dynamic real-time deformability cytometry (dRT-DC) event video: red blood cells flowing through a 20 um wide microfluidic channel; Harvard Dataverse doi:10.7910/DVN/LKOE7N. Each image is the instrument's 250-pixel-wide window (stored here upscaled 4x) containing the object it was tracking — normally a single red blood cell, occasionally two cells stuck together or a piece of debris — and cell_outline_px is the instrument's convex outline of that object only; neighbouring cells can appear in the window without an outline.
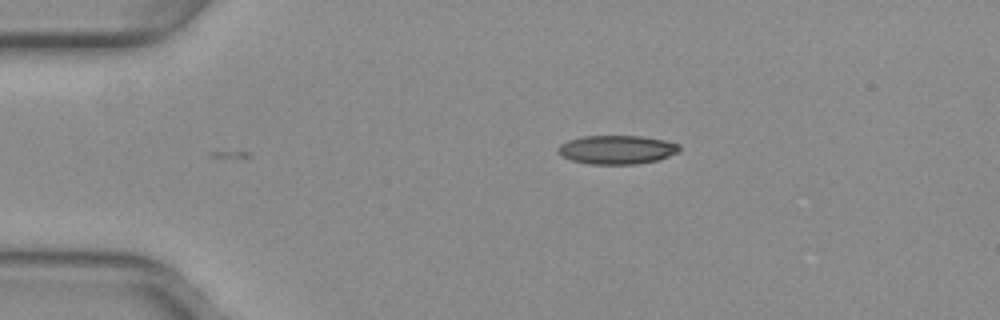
{"species": "common noctule bat (a hibernating species)", "species_latin": "Nyctalus noctula", "temperature_condition": "warm", "stored_images_in_passage": 2, "camera_frame_rate_fps": 3000, "um_per_image_px": 0.085, "animal": {"sex": "female", "body_mass_g": 29.2, "forearm_length_mm": 56.3}, "frame": {"image": 1, "passage_image": 2, "time_ms": 0.333, "image_size_px": [1000, 320], "cell_outline_px": [[680, 148], [676, 152], [668, 156], [656, 160], [636, 164], [592, 164], [572, 160], [556, 152], [556, 148], [560, 144], [568, 140], [580, 136], [640, 136], [664, 140], [680, 144]], "centroid_in_image_um": [52.39, 12.71], "position_along_channel_um": 32.6, "area_um2": 20.23}}